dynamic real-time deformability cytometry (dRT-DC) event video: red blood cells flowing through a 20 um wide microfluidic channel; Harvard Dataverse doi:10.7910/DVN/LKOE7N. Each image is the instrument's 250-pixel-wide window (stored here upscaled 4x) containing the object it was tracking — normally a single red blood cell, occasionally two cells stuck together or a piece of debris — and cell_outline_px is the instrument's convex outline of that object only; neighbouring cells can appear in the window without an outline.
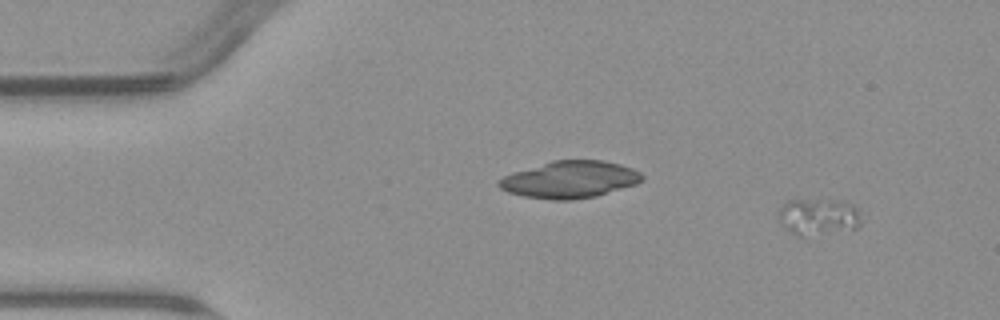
{"species": "common noctule bat (a hibernating species)", "species_latin": "Nyctalus noctula", "temperature_condition": "warm", "stored_images_in_passage": 3, "camera_frame_rate_fps": 3000, "um_per_image_px": 0.085, "animal": {"sex": "male", "body_mass_g": 23.1, "forearm_length_mm": 52.7}, "frame": {"image": 1, "passage_image": 1, "time_ms": 0.0, "image_size_px": [1000, 320], "cell_outline_px": [[860, 228], [804, 236], [796, 236], [780, 220], [780, 208], [784, 200], [836, 200], [852, 204], [860, 212]], "centroid_in_image_um": [69.6, 18.41], "position_along_channel_um": 15.4, "area_um2": 17.46}}
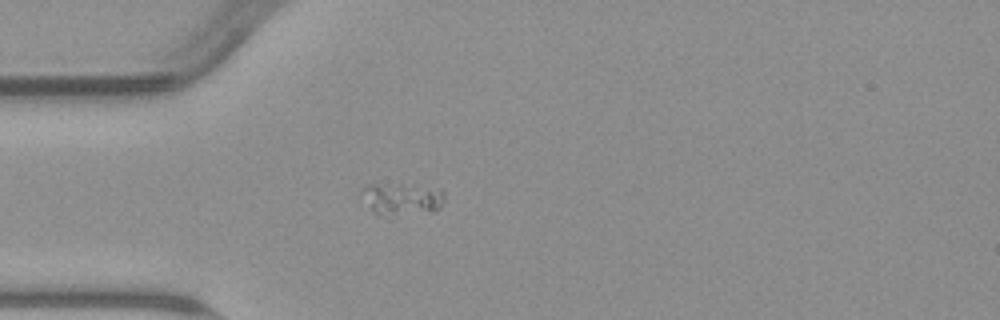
{"frame": {"image": 2, "passage_image": 3, "time_ms": 3.667, "image_size_px": [1000, 320], "cell_outline_px": [[444, 200], [440, 208], [432, 212], [376, 212], [372, 208], [360, 192], [368, 184], [400, 184], [440, 188], [444, 192]], "centroid_in_image_um": [34.26, 16.83], "position_along_channel_um": 50.7, "area_um2": 14.57}}